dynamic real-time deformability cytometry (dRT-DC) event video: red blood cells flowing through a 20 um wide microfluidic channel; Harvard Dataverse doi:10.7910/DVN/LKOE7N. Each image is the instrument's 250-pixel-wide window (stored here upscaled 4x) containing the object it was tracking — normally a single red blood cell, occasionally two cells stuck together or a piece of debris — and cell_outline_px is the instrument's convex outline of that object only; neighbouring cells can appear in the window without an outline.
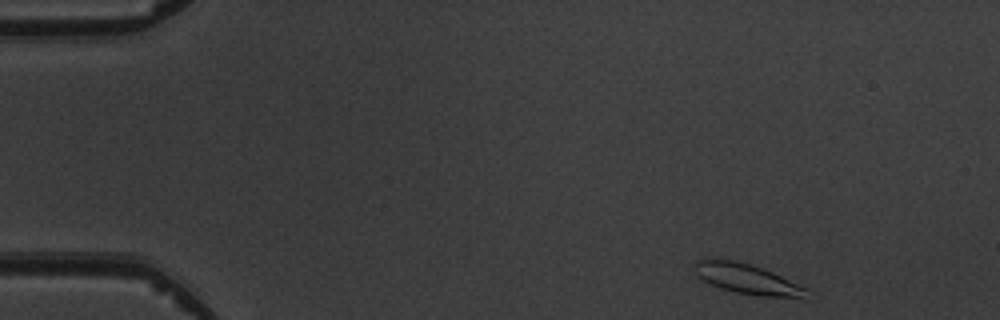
{"species": "common noctule bat (a hibernating species)", "species_latin": "Nyctalus noctula", "temperature_condition": "warm", "stored_images_in_passage": 5, "camera_frame_rate_fps": 3000, "um_per_image_px": 0.085, "animal": {"sex": "male", "body_mass_g": 19.5, "forearm_length_mm": 54.6}, "frame": {"image": 1, "passage_image": 1, "time_ms": 0.0, "image_size_px": [1000, 320], "cell_outline_px": [[808, 288], [800, 296], [764, 296], [736, 292], [720, 288], [696, 276], [692, 268], [696, 260], [716, 256], [764, 268]], "centroid_in_image_um": [63.34, 23.64], "position_along_channel_um": 21.7, "area_um2": 19.48}}
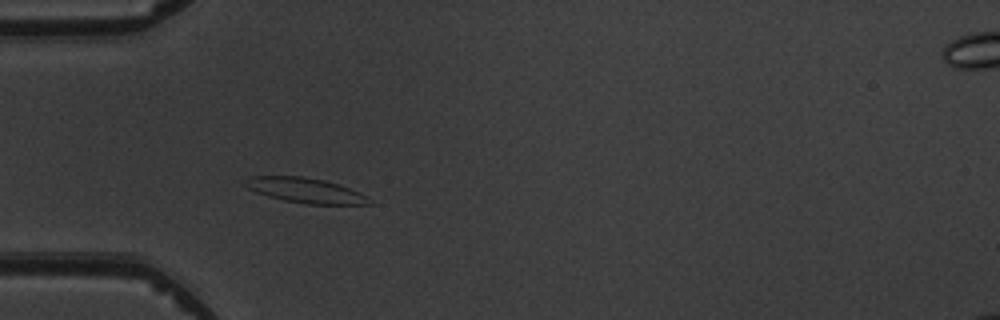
{"frame": {"image": 2, "passage_image": 4, "time_ms": 3.333, "image_size_px": [1000, 320], "cell_outline_px": [[372, 204], [304, 204], [284, 200], [268, 196], [256, 192], [248, 188], [244, 184], [248, 176], [304, 176], [324, 180], [360, 192], [368, 196], [372, 200]], "centroid_in_image_um": [25.97, 16.18], "position_along_channel_um": 59.0, "area_um2": 18.03}}